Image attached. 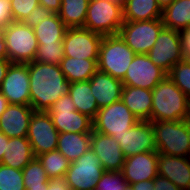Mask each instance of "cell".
I'll use <instances>...</instances> for the list:
<instances>
[{
	"label": "cell",
	"mask_w": 190,
	"mask_h": 190,
	"mask_svg": "<svg viewBox=\"0 0 190 190\" xmlns=\"http://www.w3.org/2000/svg\"><path fill=\"white\" fill-rule=\"evenodd\" d=\"M166 76L167 73L156 66L147 54H136L121 81L123 85L153 90Z\"/></svg>",
	"instance_id": "5bb4252c"
},
{
	"label": "cell",
	"mask_w": 190,
	"mask_h": 190,
	"mask_svg": "<svg viewBox=\"0 0 190 190\" xmlns=\"http://www.w3.org/2000/svg\"><path fill=\"white\" fill-rule=\"evenodd\" d=\"M154 190H180L173 182L168 178L157 175L153 179Z\"/></svg>",
	"instance_id": "60d3db41"
},
{
	"label": "cell",
	"mask_w": 190,
	"mask_h": 190,
	"mask_svg": "<svg viewBox=\"0 0 190 190\" xmlns=\"http://www.w3.org/2000/svg\"><path fill=\"white\" fill-rule=\"evenodd\" d=\"M90 148L97 155L104 171L122 170L125 156L114 137L92 130Z\"/></svg>",
	"instance_id": "e0dca14e"
},
{
	"label": "cell",
	"mask_w": 190,
	"mask_h": 190,
	"mask_svg": "<svg viewBox=\"0 0 190 190\" xmlns=\"http://www.w3.org/2000/svg\"><path fill=\"white\" fill-rule=\"evenodd\" d=\"M164 28L162 19L124 21L119 35L135 54H147Z\"/></svg>",
	"instance_id": "ba28073f"
},
{
	"label": "cell",
	"mask_w": 190,
	"mask_h": 190,
	"mask_svg": "<svg viewBox=\"0 0 190 190\" xmlns=\"http://www.w3.org/2000/svg\"><path fill=\"white\" fill-rule=\"evenodd\" d=\"M36 157L39 159L49 179L56 177H65L66 171L68 170L71 163L57 149Z\"/></svg>",
	"instance_id": "4dcf8cb0"
},
{
	"label": "cell",
	"mask_w": 190,
	"mask_h": 190,
	"mask_svg": "<svg viewBox=\"0 0 190 190\" xmlns=\"http://www.w3.org/2000/svg\"><path fill=\"white\" fill-rule=\"evenodd\" d=\"M89 0H61V8L57 13L68 27H84Z\"/></svg>",
	"instance_id": "f546056e"
},
{
	"label": "cell",
	"mask_w": 190,
	"mask_h": 190,
	"mask_svg": "<svg viewBox=\"0 0 190 190\" xmlns=\"http://www.w3.org/2000/svg\"><path fill=\"white\" fill-rule=\"evenodd\" d=\"M8 139L9 138L0 131V163L3 159V155L5 153L4 150L6 149V143H8Z\"/></svg>",
	"instance_id": "7dc6e473"
},
{
	"label": "cell",
	"mask_w": 190,
	"mask_h": 190,
	"mask_svg": "<svg viewBox=\"0 0 190 190\" xmlns=\"http://www.w3.org/2000/svg\"><path fill=\"white\" fill-rule=\"evenodd\" d=\"M59 132L48 112L34 111L29 122L27 139L36 156L57 149Z\"/></svg>",
	"instance_id": "8fae6325"
},
{
	"label": "cell",
	"mask_w": 190,
	"mask_h": 190,
	"mask_svg": "<svg viewBox=\"0 0 190 190\" xmlns=\"http://www.w3.org/2000/svg\"><path fill=\"white\" fill-rule=\"evenodd\" d=\"M64 57L63 43L38 44L34 62L60 65Z\"/></svg>",
	"instance_id": "d6a6232c"
},
{
	"label": "cell",
	"mask_w": 190,
	"mask_h": 190,
	"mask_svg": "<svg viewBox=\"0 0 190 190\" xmlns=\"http://www.w3.org/2000/svg\"><path fill=\"white\" fill-rule=\"evenodd\" d=\"M11 64L12 63L9 59H0V86L7 74V71Z\"/></svg>",
	"instance_id": "bcb514c9"
},
{
	"label": "cell",
	"mask_w": 190,
	"mask_h": 190,
	"mask_svg": "<svg viewBox=\"0 0 190 190\" xmlns=\"http://www.w3.org/2000/svg\"><path fill=\"white\" fill-rule=\"evenodd\" d=\"M53 14L54 13L51 10L43 7L42 5H38L29 13L27 18H25V20L23 21V23L31 28H34L38 24H40L41 20L49 18Z\"/></svg>",
	"instance_id": "74e56055"
},
{
	"label": "cell",
	"mask_w": 190,
	"mask_h": 190,
	"mask_svg": "<svg viewBox=\"0 0 190 190\" xmlns=\"http://www.w3.org/2000/svg\"><path fill=\"white\" fill-rule=\"evenodd\" d=\"M0 190H26L22 170L0 163Z\"/></svg>",
	"instance_id": "836d02e7"
},
{
	"label": "cell",
	"mask_w": 190,
	"mask_h": 190,
	"mask_svg": "<svg viewBox=\"0 0 190 190\" xmlns=\"http://www.w3.org/2000/svg\"><path fill=\"white\" fill-rule=\"evenodd\" d=\"M13 22L11 6L6 0H0V27H6Z\"/></svg>",
	"instance_id": "f35d334b"
},
{
	"label": "cell",
	"mask_w": 190,
	"mask_h": 190,
	"mask_svg": "<svg viewBox=\"0 0 190 190\" xmlns=\"http://www.w3.org/2000/svg\"><path fill=\"white\" fill-rule=\"evenodd\" d=\"M140 121L122 100L100 108L92 120L93 131L106 135H122Z\"/></svg>",
	"instance_id": "9c48e42d"
},
{
	"label": "cell",
	"mask_w": 190,
	"mask_h": 190,
	"mask_svg": "<svg viewBox=\"0 0 190 190\" xmlns=\"http://www.w3.org/2000/svg\"><path fill=\"white\" fill-rule=\"evenodd\" d=\"M119 143L125 158L139 153L157 151L151 121H138L128 132L112 135Z\"/></svg>",
	"instance_id": "2e32d148"
},
{
	"label": "cell",
	"mask_w": 190,
	"mask_h": 190,
	"mask_svg": "<svg viewBox=\"0 0 190 190\" xmlns=\"http://www.w3.org/2000/svg\"><path fill=\"white\" fill-rule=\"evenodd\" d=\"M181 39L182 55L184 60L190 61V26L179 31Z\"/></svg>",
	"instance_id": "ab89813d"
},
{
	"label": "cell",
	"mask_w": 190,
	"mask_h": 190,
	"mask_svg": "<svg viewBox=\"0 0 190 190\" xmlns=\"http://www.w3.org/2000/svg\"><path fill=\"white\" fill-rule=\"evenodd\" d=\"M122 102L141 121H151L152 90L124 85Z\"/></svg>",
	"instance_id": "7402d4cb"
},
{
	"label": "cell",
	"mask_w": 190,
	"mask_h": 190,
	"mask_svg": "<svg viewBox=\"0 0 190 190\" xmlns=\"http://www.w3.org/2000/svg\"><path fill=\"white\" fill-rule=\"evenodd\" d=\"M4 40L11 63L27 64L35 60L38 42L33 28L13 21L5 27Z\"/></svg>",
	"instance_id": "8992f818"
},
{
	"label": "cell",
	"mask_w": 190,
	"mask_h": 190,
	"mask_svg": "<svg viewBox=\"0 0 190 190\" xmlns=\"http://www.w3.org/2000/svg\"><path fill=\"white\" fill-rule=\"evenodd\" d=\"M38 5V0H13L10 3L12 20L23 22L29 13Z\"/></svg>",
	"instance_id": "8d00e7d4"
},
{
	"label": "cell",
	"mask_w": 190,
	"mask_h": 190,
	"mask_svg": "<svg viewBox=\"0 0 190 190\" xmlns=\"http://www.w3.org/2000/svg\"><path fill=\"white\" fill-rule=\"evenodd\" d=\"M103 172L97 155L89 148L76 161L70 163L65 179L70 190H95Z\"/></svg>",
	"instance_id": "30bf717a"
},
{
	"label": "cell",
	"mask_w": 190,
	"mask_h": 190,
	"mask_svg": "<svg viewBox=\"0 0 190 190\" xmlns=\"http://www.w3.org/2000/svg\"><path fill=\"white\" fill-rule=\"evenodd\" d=\"M161 7L162 10H164L167 6H169L174 0H156Z\"/></svg>",
	"instance_id": "681fc988"
},
{
	"label": "cell",
	"mask_w": 190,
	"mask_h": 190,
	"mask_svg": "<svg viewBox=\"0 0 190 190\" xmlns=\"http://www.w3.org/2000/svg\"><path fill=\"white\" fill-rule=\"evenodd\" d=\"M29 63H12L0 86L9 104L30 105Z\"/></svg>",
	"instance_id": "9a60e30c"
},
{
	"label": "cell",
	"mask_w": 190,
	"mask_h": 190,
	"mask_svg": "<svg viewBox=\"0 0 190 190\" xmlns=\"http://www.w3.org/2000/svg\"><path fill=\"white\" fill-rule=\"evenodd\" d=\"M98 59H78L65 56L60 68L69 83L89 81L98 70Z\"/></svg>",
	"instance_id": "cb8c5ba5"
},
{
	"label": "cell",
	"mask_w": 190,
	"mask_h": 190,
	"mask_svg": "<svg viewBox=\"0 0 190 190\" xmlns=\"http://www.w3.org/2000/svg\"><path fill=\"white\" fill-rule=\"evenodd\" d=\"M152 127L158 153L190 157V120L153 121Z\"/></svg>",
	"instance_id": "3957f363"
},
{
	"label": "cell",
	"mask_w": 190,
	"mask_h": 190,
	"mask_svg": "<svg viewBox=\"0 0 190 190\" xmlns=\"http://www.w3.org/2000/svg\"><path fill=\"white\" fill-rule=\"evenodd\" d=\"M89 82L99 109L121 100L124 85L120 79L97 70Z\"/></svg>",
	"instance_id": "44dd1931"
},
{
	"label": "cell",
	"mask_w": 190,
	"mask_h": 190,
	"mask_svg": "<svg viewBox=\"0 0 190 190\" xmlns=\"http://www.w3.org/2000/svg\"><path fill=\"white\" fill-rule=\"evenodd\" d=\"M108 2H121V3H123L124 2V0H107Z\"/></svg>",
	"instance_id": "816d5d0a"
},
{
	"label": "cell",
	"mask_w": 190,
	"mask_h": 190,
	"mask_svg": "<svg viewBox=\"0 0 190 190\" xmlns=\"http://www.w3.org/2000/svg\"><path fill=\"white\" fill-rule=\"evenodd\" d=\"M158 152H144L125 158L122 174L129 185L153 180L158 175Z\"/></svg>",
	"instance_id": "ac0fdd59"
},
{
	"label": "cell",
	"mask_w": 190,
	"mask_h": 190,
	"mask_svg": "<svg viewBox=\"0 0 190 190\" xmlns=\"http://www.w3.org/2000/svg\"><path fill=\"white\" fill-rule=\"evenodd\" d=\"M158 174L168 178L180 190H190V157L158 153Z\"/></svg>",
	"instance_id": "ffe728a7"
},
{
	"label": "cell",
	"mask_w": 190,
	"mask_h": 190,
	"mask_svg": "<svg viewBox=\"0 0 190 190\" xmlns=\"http://www.w3.org/2000/svg\"><path fill=\"white\" fill-rule=\"evenodd\" d=\"M164 28L182 31L190 26V0H174L162 11Z\"/></svg>",
	"instance_id": "83f0119b"
},
{
	"label": "cell",
	"mask_w": 190,
	"mask_h": 190,
	"mask_svg": "<svg viewBox=\"0 0 190 190\" xmlns=\"http://www.w3.org/2000/svg\"><path fill=\"white\" fill-rule=\"evenodd\" d=\"M9 102L6 99V97L0 92V117L1 114L5 111V109L8 107Z\"/></svg>",
	"instance_id": "c3c4849f"
},
{
	"label": "cell",
	"mask_w": 190,
	"mask_h": 190,
	"mask_svg": "<svg viewBox=\"0 0 190 190\" xmlns=\"http://www.w3.org/2000/svg\"><path fill=\"white\" fill-rule=\"evenodd\" d=\"M68 94L76 106V111L87 115L92 120L95 118L99 108L92 94L89 81L70 83Z\"/></svg>",
	"instance_id": "4316f807"
},
{
	"label": "cell",
	"mask_w": 190,
	"mask_h": 190,
	"mask_svg": "<svg viewBox=\"0 0 190 190\" xmlns=\"http://www.w3.org/2000/svg\"><path fill=\"white\" fill-rule=\"evenodd\" d=\"M132 189L137 190H154L153 180L140 181L134 184H131Z\"/></svg>",
	"instance_id": "f6af8a7d"
},
{
	"label": "cell",
	"mask_w": 190,
	"mask_h": 190,
	"mask_svg": "<svg viewBox=\"0 0 190 190\" xmlns=\"http://www.w3.org/2000/svg\"><path fill=\"white\" fill-rule=\"evenodd\" d=\"M162 9L156 0H124V21H143L159 19Z\"/></svg>",
	"instance_id": "484cf974"
},
{
	"label": "cell",
	"mask_w": 190,
	"mask_h": 190,
	"mask_svg": "<svg viewBox=\"0 0 190 190\" xmlns=\"http://www.w3.org/2000/svg\"><path fill=\"white\" fill-rule=\"evenodd\" d=\"M147 55L156 66L168 73L176 63L184 60L179 31L163 28Z\"/></svg>",
	"instance_id": "4fadbf2b"
},
{
	"label": "cell",
	"mask_w": 190,
	"mask_h": 190,
	"mask_svg": "<svg viewBox=\"0 0 190 190\" xmlns=\"http://www.w3.org/2000/svg\"><path fill=\"white\" fill-rule=\"evenodd\" d=\"M47 190H70L65 177L50 178Z\"/></svg>",
	"instance_id": "b9f144b4"
},
{
	"label": "cell",
	"mask_w": 190,
	"mask_h": 190,
	"mask_svg": "<svg viewBox=\"0 0 190 190\" xmlns=\"http://www.w3.org/2000/svg\"><path fill=\"white\" fill-rule=\"evenodd\" d=\"M30 105L35 111L47 112L53 103L67 94L70 83L60 65L29 63Z\"/></svg>",
	"instance_id": "6da1fadb"
},
{
	"label": "cell",
	"mask_w": 190,
	"mask_h": 190,
	"mask_svg": "<svg viewBox=\"0 0 190 190\" xmlns=\"http://www.w3.org/2000/svg\"><path fill=\"white\" fill-rule=\"evenodd\" d=\"M48 184H41L36 186H29L26 190H47Z\"/></svg>",
	"instance_id": "f907efd6"
},
{
	"label": "cell",
	"mask_w": 190,
	"mask_h": 190,
	"mask_svg": "<svg viewBox=\"0 0 190 190\" xmlns=\"http://www.w3.org/2000/svg\"><path fill=\"white\" fill-rule=\"evenodd\" d=\"M35 110L31 105L9 104L0 117V131L8 138L27 137L30 118Z\"/></svg>",
	"instance_id": "d6986e66"
},
{
	"label": "cell",
	"mask_w": 190,
	"mask_h": 190,
	"mask_svg": "<svg viewBox=\"0 0 190 190\" xmlns=\"http://www.w3.org/2000/svg\"><path fill=\"white\" fill-rule=\"evenodd\" d=\"M167 76L190 99V61L183 60L176 63Z\"/></svg>",
	"instance_id": "1f68e13d"
},
{
	"label": "cell",
	"mask_w": 190,
	"mask_h": 190,
	"mask_svg": "<svg viewBox=\"0 0 190 190\" xmlns=\"http://www.w3.org/2000/svg\"><path fill=\"white\" fill-rule=\"evenodd\" d=\"M190 118V99L166 76L152 90L151 122Z\"/></svg>",
	"instance_id": "7a4b0ae2"
},
{
	"label": "cell",
	"mask_w": 190,
	"mask_h": 190,
	"mask_svg": "<svg viewBox=\"0 0 190 190\" xmlns=\"http://www.w3.org/2000/svg\"><path fill=\"white\" fill-rule=\"evenodd\" d=\"M123 23V3L89 0L84 28L102 36L116 35Z\"/></svg>",
	"instance_id": "5b68a950"
},
{
	"label": "cell",
	"mask_w": 190,
	"mask_h": 190,
	"mask_svg": "<svg viewBox=\"0 0 190 190\" xmlns=\"http://www.w3.org/2000/svg\"><path fill=\"white\" fill-rule=\"evenodd\" d=\"M128 185L121 171H104L95 190H124Z\"/></svg>",
	"instance_id": "d590c367"
},
{
	"label": "cell",
	"mask_w": 190,
	"mask_h": 190,
	"mask_svg": "<svg viewBox=\"0 0 190 190\" xmlns=\"http://www.w3.org/2000/svg\"><path fill=\"white\" fill-rule=\"evenodd\" d=\"M91 146V133H60L57 150H59L70 162L76 161Z\"/></svg>",
	"instance_id": "d4e9b609"
},
{
	"label": "cell",
	"mask_w": 190,
	"mask_h": 190,
	"mask_svg": "<svg viewBox=\"0 0 190 190\" xmlns=\"http://www.w3.org/2000/svg\"><path fill=\"white\" fill-rule=\"evenodd\" d=\"M5 27H0V59H8L5 44Z\"/></svg>",
	"instance_id": "ee69618b"
},
{
	"label": "cell",
	"mask_w": 190,
	"mask_h": 190,
	"mask_svg": "<svg viewBox=\"0 0 190 190\" xmlns=\"http://www.w3.org/2000/svg\"><path fill=\"white\" fill-rule=\"evenodd\" d=\"M22 173L25 189L29 186L48 184L49 178L37 157H34L30 163L23 168Z\"/></svg>",
	"instance_id": "e575fe53"
},
{
	"label": "cell",
	"mask_w": 190,
	"mask_h": 190,
	"mask_svg": "<svg viewBox=\"0 0 190 190\" xmlns=\"http://www.w3.org/2000/svg\"><path fill=\"white\" fill-rule=\"evenodd\" d=\"M1 164L23 170L35 157L27 137H12L6 143Z\"/></svg>",
	"instance_id": "603a6c76"
},
{
	"label": "cell",
	"mask_w": 190,
	"mask_h": 190,
	"mask_svg": "<svg viewBox=\"0 0 190 190\" xmlns=\"http://www.w3.org/2000/svg\"><path fill=\"white\" fill-rule=\"evenodd\" d=\"M103 37L84 27L67 28L63 38L65 56L78 59H98Z\"/></svg>",
	"instance_id": "7c38bea8"
},
{
	"label": "cell",
	"mask_w": 190,
	"mask_h": 190,
	"mask_svg": "<svg viewBox=\"0 0 190 190\" xmlns=\"http://www.w3.org/2000/svg\"><path fill=\"white\" fill-rule=\"evenodd\" d=\"M135 55L119 34L104 36L98 55V70L122 80Z\"/></svg>",
	"instance_id": "277c9868"
},
{
	"label": "cell",
	"mask_w": 190,
	"mask_h": 190,
	"mask_svg": "<svg viewBox=\"0 0 190 190\" xmlns=\"http://www.w3.org/2000/svg\"><path fill=\"white\" fill-rule=\"evenodd\" d=\"M39 5L51 10L53 13H58L61 8V0H38Z\"/></svg>",
	"instance_id": "7bdbcfd3"
},
{
	"label": "cell",
	"mask_w": 190,
	"mask_h": 190,
	"mask_svg": "<svg viewBox=\"0 0 190 190\" xmlns=\"http://www.w3.org/2000/svg\"><path fill=\"white\" fill-rule=\"evenodd\" d=\"M124 190H137V189H132L131 185H128Z\"/></svg>",
	"instance_id": "f5cc1de1"
},
{
	"label": "cell",
	"mask_w": 190,
	"mask_h": 190,
	"mask_svg": "<svg viewBox=\"0 0 190 190\" xmlns=\"http://www.w3.org/2000/svg\"><path fill=\"white\" fill-rule=\"evenodd\" d=\"M67 28L58 14L54 13L49 18L41 20L40 24L33 29L38 44H50L63 43Z\"/></svg>",
	"instance_id": "f1b7e54d"
},
{
	"label": "cell",
	"mask_w": 190,
	"mask_h": 190,
	"mask_svg": "<svg viewBox=\"0 0 190 190\" xmlns=\"http://www.w3.org/2000/svg\"><path fill=\"white\" fill-rule=\"evenodd\" d=\"M56 130L60 133H91L93 130L92 119L76 111V106L71 96L62 95L47 111Z\"/></svg>",
	"instance_id": "52a82bcc"
}]
</instances>
